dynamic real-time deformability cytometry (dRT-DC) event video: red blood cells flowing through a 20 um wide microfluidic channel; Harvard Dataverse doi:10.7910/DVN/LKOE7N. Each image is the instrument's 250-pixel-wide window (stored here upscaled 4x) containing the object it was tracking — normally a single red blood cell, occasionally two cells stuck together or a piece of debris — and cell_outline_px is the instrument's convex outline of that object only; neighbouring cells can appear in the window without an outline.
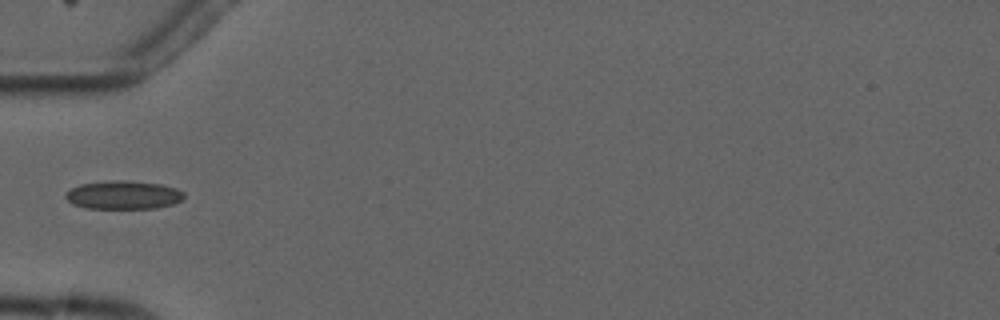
{"species": "common noctule bat (a hibernating species)", "species_latin": "Nyctalus noctula", "temperature_condition": "cold", "stored_images_in_passage": 3, "camera_frame_rate_fps": 3000, "um_per_image_px": 0.085, "animal": {"sex": "male", "forearm_length_mm": 52.5}, "frame": {"image": 1, "passage_image": 3, "time_ms": 2.333, "image_size_px": [1000, 320], "cell_outline_px": [[184, 196], [180, 200], [172, 204], [156, 208], [84, 208], [72, 204], [64, 196], [72, 188], [80, 184], [108, 180], [124, 180], [160, 184], [176, 188], [184, 192]], "centroid_in_image_um": [10.47, 16.57], "position_along_channel_um": 74.5, "area_um2": 19.54}}